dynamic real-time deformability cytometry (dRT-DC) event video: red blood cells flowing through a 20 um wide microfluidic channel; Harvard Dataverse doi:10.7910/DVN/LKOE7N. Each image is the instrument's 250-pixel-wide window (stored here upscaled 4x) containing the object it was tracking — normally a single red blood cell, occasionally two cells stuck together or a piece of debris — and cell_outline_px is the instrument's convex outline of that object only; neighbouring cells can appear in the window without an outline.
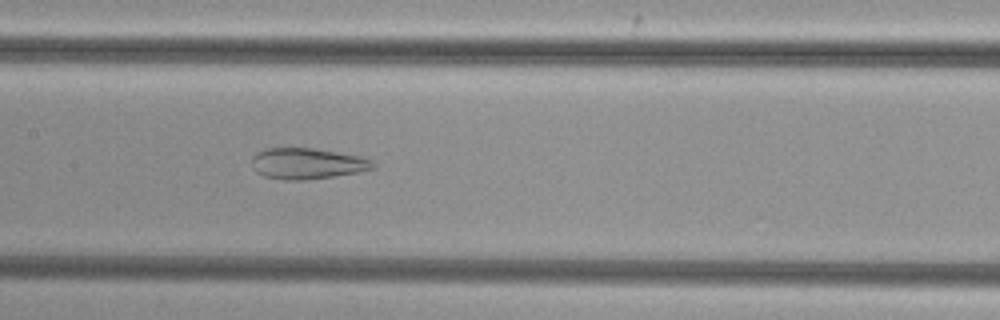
{"species": "common noctule bat (a hibernating species)", "species_latin": "Nyctalus noctula", "temperature_condition": "cold", "stored_images_in_passage": 38, "camera_frame_rate_fps": 3000, "um_per_image_px": 0.085, "animal": {"sex": "female", "body_mass_g": 29.2, "forearm_length_mm": 56.3}, "frame": {"image": 1, "passage_image": 12, "time_ms": 3.667, "image_size_px": [1000, 320], "cell_outline_px": [[376, 168], [360, 172], [308, 180], [284, 180], [264, 176], [256, 172], [252, 168], [252, 156], [256, 152], [268, 148], [312, 148], [360, 156], [372, 160], [376, 164]], "centroid_in_image_um": [26.12, 13.91], "position_along_channel_um": 181.3, "area_um2": 22.08}}